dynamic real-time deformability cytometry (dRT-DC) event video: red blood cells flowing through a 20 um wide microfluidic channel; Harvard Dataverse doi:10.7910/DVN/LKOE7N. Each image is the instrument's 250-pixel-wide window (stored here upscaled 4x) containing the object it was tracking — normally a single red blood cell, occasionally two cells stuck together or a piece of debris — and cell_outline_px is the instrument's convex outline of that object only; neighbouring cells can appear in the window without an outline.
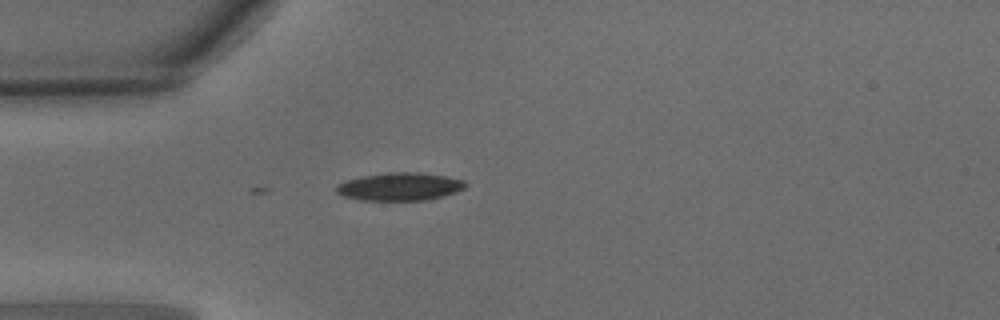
{"species": "common noctule bat (a hibernating species)", "species_latin": "Nyctalus noctula", "temperature_condition": "warm", "stored_images_in_passage": 3, "camera_frame_rate_fps": 3000, "um_per_image_px": 0.085, "animal": {"sex": "male", "body_mass_g": 15.6}, "frame": {"image": 1, "passage_image": 1, "time_ms": 0.0, "image_size_px": [1000, 320], "cell_outline_px": [[468, 184], [464, 188], [456, 192], [444, 196], [428, 200], [360, 200], [344, 196], [336, 192], [336, 184], [344, 180], [364, 176], [388, 172], [420, 172], [448, 176], [464, 180]], "centroid_in_image_um": [34.0, 15.85], "position_along_channel_um": 51.0, "area_um2": 21.21}}